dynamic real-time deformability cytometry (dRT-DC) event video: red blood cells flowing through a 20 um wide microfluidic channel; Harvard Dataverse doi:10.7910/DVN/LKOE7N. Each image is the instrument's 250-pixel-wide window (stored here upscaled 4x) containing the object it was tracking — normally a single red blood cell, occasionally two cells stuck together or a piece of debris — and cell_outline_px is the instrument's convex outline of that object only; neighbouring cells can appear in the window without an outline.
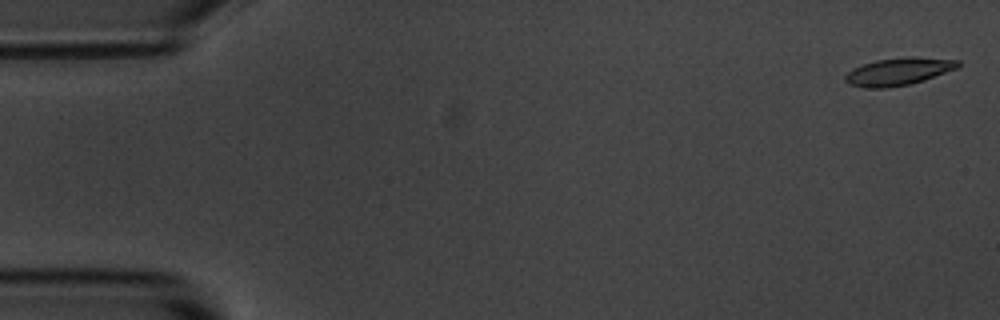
{"species": "common noctule bat (a hibernating species)", "species_latin": "Nyctalus noctula", "temperature_condition": "room temperature", "stored_images_in_passage": 5, "camera_frame_rate_fps": 3000, "um_per_image_px": 0.085, "animal": {"sex": "male", "body_mass_g": 20.1, "forearm_length_mm": 53.5}, "frame": {"image": 1, "passage_image": 1, "time_ms": 0.0, "image_size_px": [1000, 320], "cell_outline_px": [[960, 64], [956, 68], [924, 80], [908, 84], [884, 88], [864, 88], [848, 84], [844, 80], [844, 76], [852, 68], [876, 60], [908, 56], [916, 56], [960, 60]], "centroid_in_image_um": [76.34, 6.07], "position_along_channel_um": 8.7, "area_um2": 18.09}}
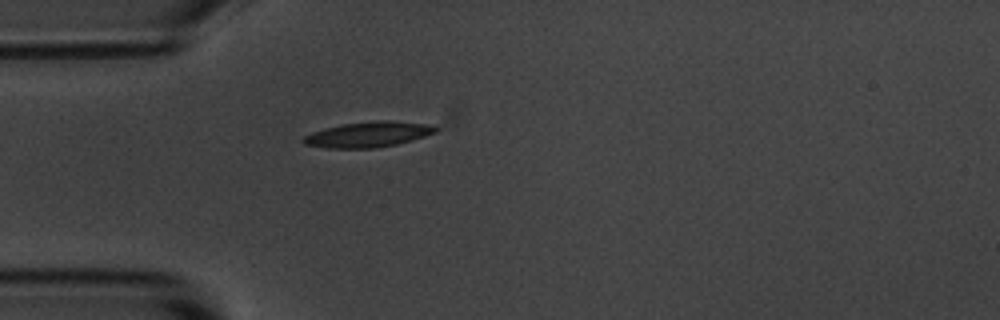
{"frame": {"image": 2, "passage_image": 5, "time_ms": 4.667, "image_size_px": [1000, 320], "cell_outline_px": [[440, 128], [436, 132], [412, 140], [396, 144], [376, 148], [328, 148], [304, 144], [300, 140], [304, 136], [312, 132], [324, 128], [344, 124], [380, 120], [388, 120], [424, 124]], "centroid_in_image_um": [31.26, 11.43], "position_along_channel_um": 53.7, "area_um2": 19.42}}